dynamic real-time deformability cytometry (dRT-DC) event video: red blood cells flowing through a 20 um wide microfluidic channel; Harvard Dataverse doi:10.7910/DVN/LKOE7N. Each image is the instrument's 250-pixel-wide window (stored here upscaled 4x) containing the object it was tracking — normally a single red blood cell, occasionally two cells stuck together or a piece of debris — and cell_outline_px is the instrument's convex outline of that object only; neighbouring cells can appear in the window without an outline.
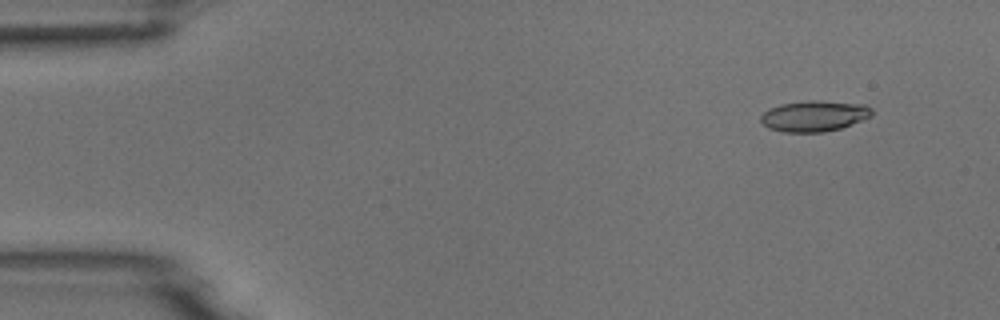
{"species": "common noctule bat (a hibernating species)", "species_latin": "Nyctalus noctula", "temperature_condition": "room temperature", "stored_images_in_passage": 5, "camera_frame_rate_fps": 3000, "um_per_image_px": 0.085, "animal": {"sex": "male", "body_mass_g": 18.8}, "frame": {"image": 1, "passage_image": 2, "time_ms": 1.333, "image_size_px": [1000, 320], "cell_outline_px": [[872, 116], [840, 128], [824, 132], [784, 132], [768, 128], [760, 120], [760, 116], [768, 108], [780, 104], [808, 100], [820, 100], [864, 104], [872, 108]], "centroid_in_image_um": [69.19, 9.85], "position_along_channel_um": 15.8, "area_um2": 20.06}}
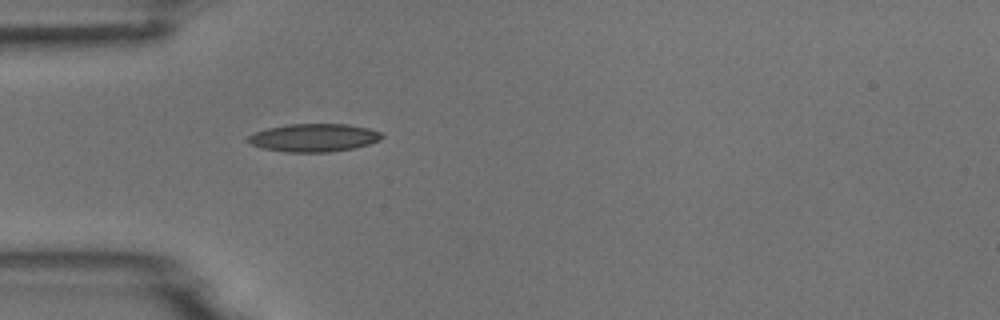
{"frame": {"image": 2, "passage_image": 5, "time_ms": 5.0, "image_size_px": [1000, 320], "cell_outline_px": [[384, 136], [380, 140], [368, 144], [352, 148], [328, 152], [284, 152], [264, 148], [252, 144], [248, 140], [248, 136], [256, 132], [268, 128], [288, 124], [348, 124], [368, 128], [380, 132]], "centroid_in_image_um": [26.7, 11.7], "position_along_channel_um": 58.3, "area_um2": 21.62}}